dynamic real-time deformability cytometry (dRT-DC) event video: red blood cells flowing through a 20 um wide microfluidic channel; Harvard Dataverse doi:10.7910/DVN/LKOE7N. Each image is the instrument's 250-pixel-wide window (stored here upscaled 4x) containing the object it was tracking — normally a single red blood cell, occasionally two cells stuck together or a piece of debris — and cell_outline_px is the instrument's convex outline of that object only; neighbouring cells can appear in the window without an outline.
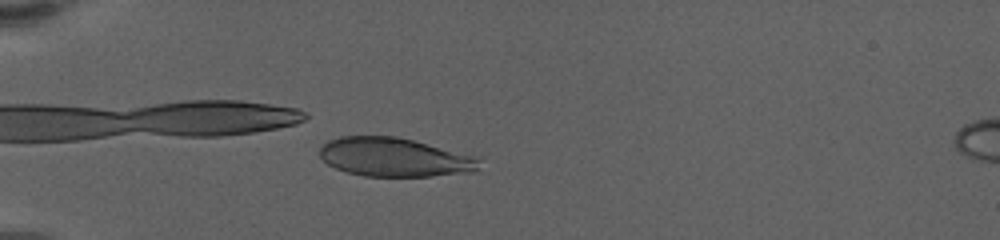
{"species": "human", "species_latin": "Homo sapiens", "temperature_condition": "warm", "stored_images_in_passage": 62, "camera_frame_rate_fps": 3000, "um_per_image_px": 0.085, "donor": {"sex": "female"}, "frame": {"image": 1, "passage_image": 19, "time_ms": 6.0, "image_size_px": [1000, 240], "cell_outline_px": [[480, 160], [476, 172], [432, 176], [364, 176], [348, 172], [336, 168], [328, 164], [320, 156], [320, 148], [328, 140], [340, 136], [396, 136], [480, 156]], "centroid_in_image_um": [33.58, 13.36], "position_along_channel_um": 51.4, "area_um2": 36.36}}
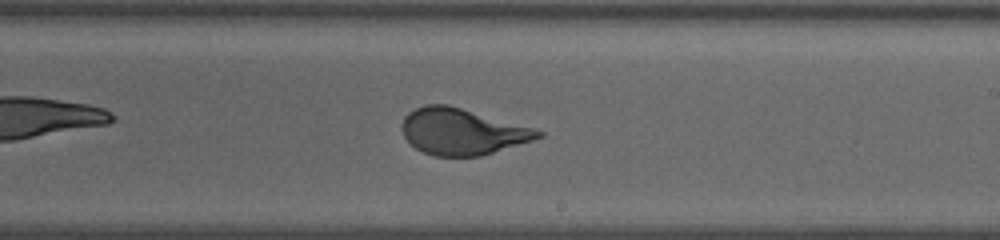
{"frame": {"image": 2, "passage_image": 39, "time_ms": 12.667, "image_size_px": [1000, 240], "cell_outline_px": [[544, 136], [532, 140], [480, 156], [432, 156], [416, 148], [404, 136], [404, 116], [408, 112], [424, 104], [448, 104], [536, 128], [544, 132]], "centroid_in_image_um": [39.31, 11.17], "position_along_channel_um": 249.7, "area_um2": 36.47}}
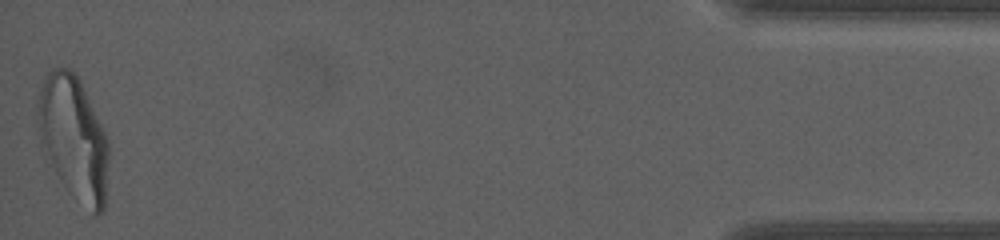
{"frame": {"image": 3, "passage_image": 62, "time_ms": 20.333, "image_size_px": [1000, 240], "cell_outline_px": [[108, 164], [104, 212], [96, 216], [92, 216], [68, 192], [60, 180], [40, 144], [36, 132], [36, 100], [40, 88], [48, 72], [52, 68], [68, 68], [76, 72], [80, 80], [108, 140]], "centroid_in_image_um": [6.22, 11.76], "position_along_channel_um": 429.0, "area_um2": 51.85}, "authors_computed_cell_mechanics": {"area_um2": 37.7434, "velocity_mm_per_s": 3.353, "shape_relaxation_time_tau1_ms": 6.1857, "shape_relaxation_time_tau2_ms": null, "deformation_change_tau1": 0.2505, "deformation_change_tau2": null}}